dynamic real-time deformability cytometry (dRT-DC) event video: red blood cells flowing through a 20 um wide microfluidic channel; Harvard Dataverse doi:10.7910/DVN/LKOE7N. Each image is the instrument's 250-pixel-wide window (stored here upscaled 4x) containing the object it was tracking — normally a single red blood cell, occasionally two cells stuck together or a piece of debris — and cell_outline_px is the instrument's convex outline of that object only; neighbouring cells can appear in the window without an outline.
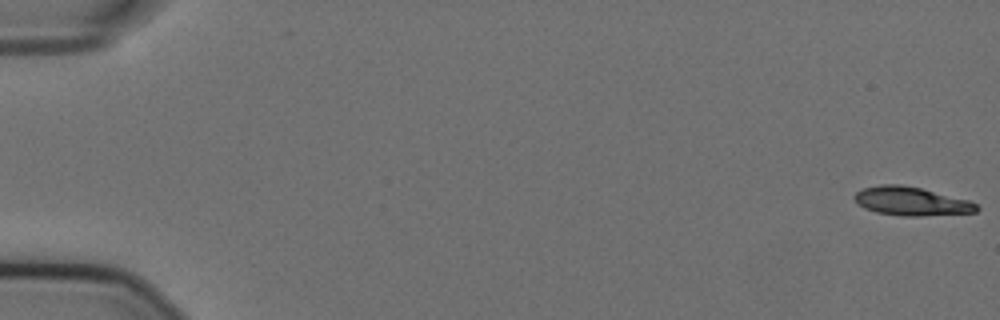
{"species": "Egyptian fruit bat (a non-hibernating species)", "species_latin": "Rousettus aegyptiacus", "temperature_condition": "cold", "stored_images_in_passage": 57, "camera_frame_rate_fps": 3000, "um_per_image_px": 0.085, "animal": {"sex": "female"}, "frame": {"image": 1, "passage_image": 1, "time_ms": 0.0, "image_size_px": [1000, 320], "cell_outline_px": [[980, 208], [976, 212], [920, 216], [904, 216], [876, 212], [864, 208], [852, 196], [856, 192], [864, 188], [880, 184], [904, 184], [968, 200], [976, 204]], "centroid_in_image_um": [77.44, 17.1], "position_along_channel_um": 7.6, "area_um2": 20.23}}
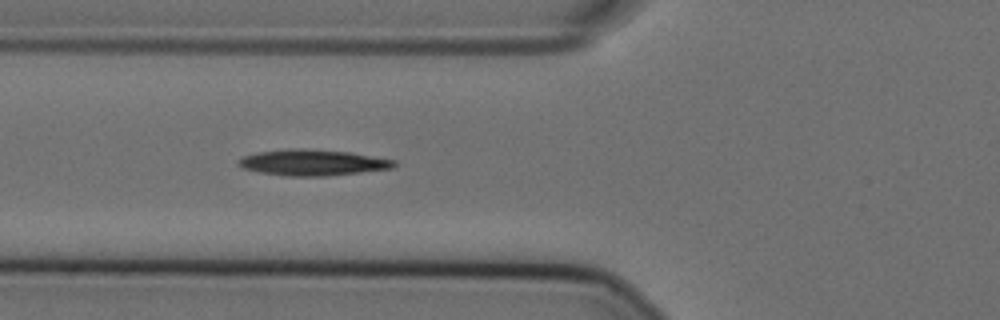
{"frame": {"image": 2, "passage_image": 22, "time_ms": 7.0, "image_size_px": [1000, 320], "cell_outline_px": [[396, 164], [392, 168], [328, 176], [288, 176], [260, 172], [240, 168], [236, 164], [236, 160], [244, 156], [256, 152], [288, 148], [300, 148], [348, 152], [396, 160]], "centroid_in_image_um": [26.5, 13.81], "position_along_channel_um": 99.3, "area_um2": 23.64}}
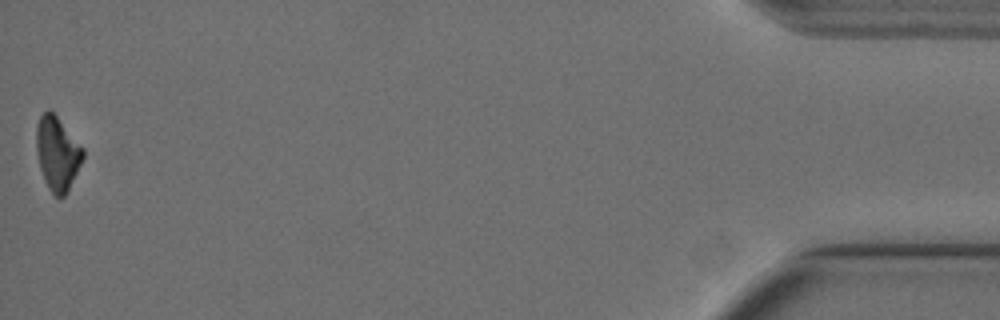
{"frame": {"image": 3, "passage_image": 57, "time_ms": 18.667, "image_size_px": [1000, 320], "cell_outline_px": [[84, 156], [64, 196], [60, 200], [48, 188], [44, 180], [40, 168], [36, 148], [36, 124], [40, 116], [48, 108], [56, 116], [84, 148]], "centroid_in_image_um": [4.85, 13.03], "position_along_channel_um": 430.3, "area_um2": 19.77}, "authors_computed_cell_mechanics": {"area_um2": 21.964, "velocity_mm_per_s": 3.5848, "shape_relaxation_time_tau1_ms": 6.371, "shape_relaxation_time_tau2_ms": null, "deformation_change_tau1": 0.1663, "deformation_change_tau2": null}}